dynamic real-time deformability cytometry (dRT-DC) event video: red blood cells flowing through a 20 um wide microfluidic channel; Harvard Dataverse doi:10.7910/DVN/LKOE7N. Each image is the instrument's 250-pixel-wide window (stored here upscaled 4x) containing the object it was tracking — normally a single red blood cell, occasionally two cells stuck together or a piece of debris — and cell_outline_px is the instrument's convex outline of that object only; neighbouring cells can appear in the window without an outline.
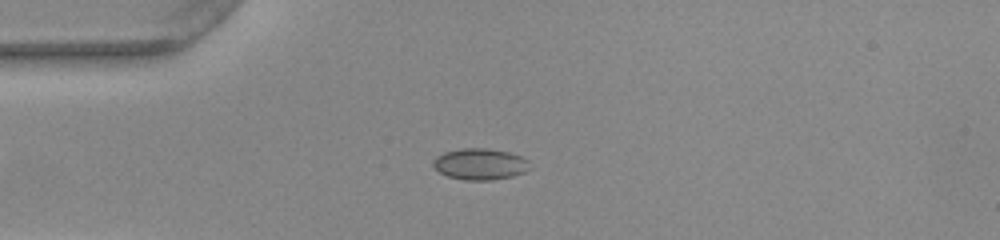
{"species": "common noctule bat (a hibernating species)", "species_latin": "Nyctalus noctula", "temperature_condition": "warm", "stored_images_in_passage": 51, "camera_frame_rate_fps": 3000, "um_per_image_px": 0.085, "animal": {"sex": "female", "body_mass_g": 22.0, "forearm_length_mm": 56.7}, "frame": {"image": 1, "passage_image": 13, "time_ms": 4.0, "image_size_px": [1000, 240], "cell_outline_px": [[528, 168], [524, 172], [512, 176], [492, 180], [464, 180], [448, 176], [440, 172], [432, 164], [436, 156], [444, 152], [460, 148], [484, 148], [508, 152], [520, 156], [528, 160]], "centroid_in_image_um": [40.78, 13.94], "position_along_channel_um": 44.2, "area_um2": 17.46}}
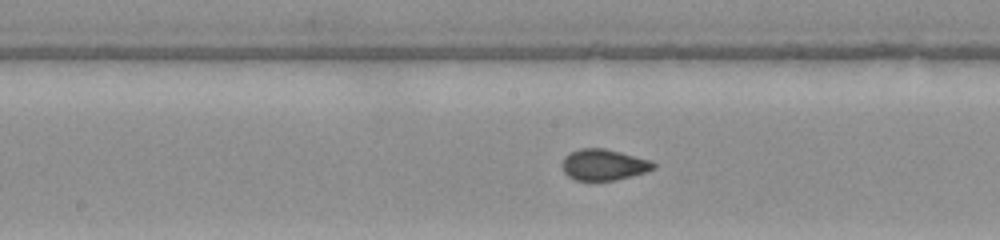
{"frame": {"image": 2, "passage_image": 26, "time_ms": 8.333, "image_size_px": [1000, 240], "cell_outline_px": [[656, 168], [644, 172], [616, 180], [576, 180], [568, 176], [564, 172], [564, 156], [580, 148], [604, 148], [620, 152], [648, 160], [656, 164]], "centroid_in_image_um": [51.32, 14.0], "position_along_channel_um": 196.9, "area_um2": 16.18}}
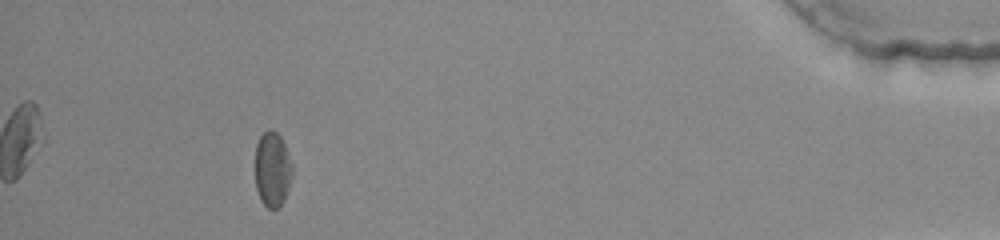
{"frame": {"image": 3, "passage_image": 47, "time_ms": 15.333, "image_size_px": [1000, 240], "cell_outline_px": [[292, 176], [284, 200], [276, 208], [268, 208], [260, 200], [256, 188], [256, 144], [260, 136], [268, 128], [272, 128], [280, 136], [288, 152], [292, 164]], "centroid_in_image_um": [23.15, 14.36], "position_along_channel_um": 412.0, "area_um2": 16.18}}